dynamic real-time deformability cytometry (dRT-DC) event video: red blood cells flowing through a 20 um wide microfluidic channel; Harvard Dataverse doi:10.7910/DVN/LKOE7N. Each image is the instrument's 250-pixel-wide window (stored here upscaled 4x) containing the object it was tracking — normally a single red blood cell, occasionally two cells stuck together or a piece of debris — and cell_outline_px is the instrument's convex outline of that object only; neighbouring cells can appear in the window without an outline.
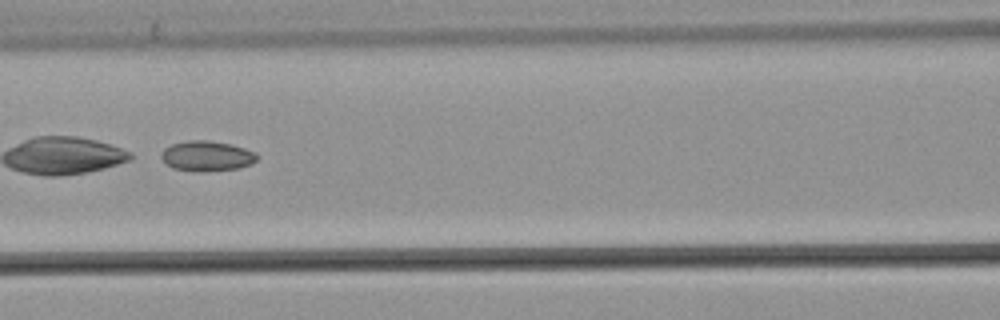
{"species": "common noctule bat (a hibernating species)", "species_latin": "Nyctalus noctula", "temperature_condition": "warm", "stored_images_in_passage": 40, "camera_frame_rate_fps": 3000, "um_per_image_px": 0.085, "animal": {"sex": "male", "body_mass_g": 21.5, "forearm_length_mm": 52.0}, "frame": {"image": 1, "passage_image": 12, "time_ms": 3.667, "image_size_px": [1000, 320], "cell_outline_px": [[260, 156], [256, 160], [240, 168], [200, 172], [172, 168], [160, 156], [160, 152], [164, 148], [172, 144], [188, 140], [208, 140], [232, 144], [256, 152]], "centroid_in_image_um": [17.59, 13.25], "position_along_channel_um": 149.0, "area_um2": 16.94}, "authors_computed_cell_mechanics": {"area_um2": 16.9065, "velocity_mm_per_s": 3.8673, "shape_relaxation_time_tau1_ms": 0.2546, "shape_relaxation_time_tau2_ms": null, "deformation_change_tau1": 0.2051, "deformation_change_tau2": null}}